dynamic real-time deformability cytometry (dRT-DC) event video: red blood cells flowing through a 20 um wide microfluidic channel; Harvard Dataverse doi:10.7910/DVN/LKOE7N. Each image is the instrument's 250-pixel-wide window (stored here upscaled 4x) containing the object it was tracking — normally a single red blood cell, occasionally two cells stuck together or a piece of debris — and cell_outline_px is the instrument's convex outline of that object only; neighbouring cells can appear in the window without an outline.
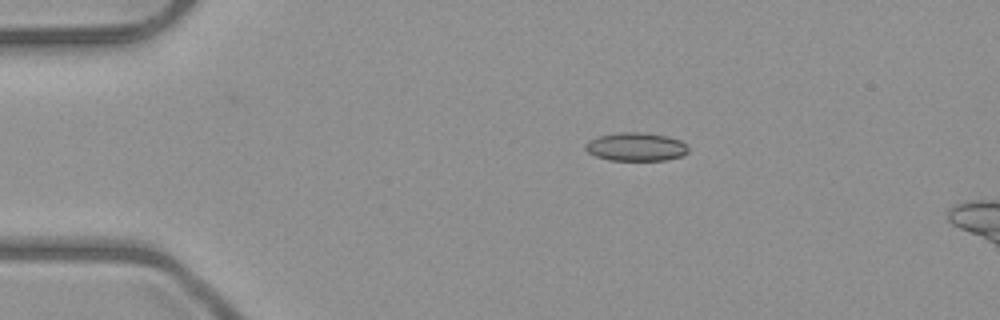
{"species": "common noctule bat (a hibernating species)", "species_latin": "Nyctalus noctula", "temperature_condition": "room temperature", "stored_images_in_passage": 3, "camera_frame_rate_fps": 3000, "um_per_image_px": 0.085, "animal": {"sex": "male", "body_mass_g": 23.1, "forearm_length_mm": 52.7}, "frame": {"image": 1, "passage_image": 3, "time_ms": 3.0, "image_size_px": [1000, 320], "cell_outline_px": [[688, 152], [680, 156], [668, 160], [608, 160], [596, 156], [588, 152], [584, 148], [584, 144], [588, 140], [600, 136], [620, 132], [640, 132], [668, 136], [680, 140], [688, 148]], "centroid_in_image_um": [54.03, 12.48], "position_along_channel_um": 31.0, "area_um2": 16.99}}